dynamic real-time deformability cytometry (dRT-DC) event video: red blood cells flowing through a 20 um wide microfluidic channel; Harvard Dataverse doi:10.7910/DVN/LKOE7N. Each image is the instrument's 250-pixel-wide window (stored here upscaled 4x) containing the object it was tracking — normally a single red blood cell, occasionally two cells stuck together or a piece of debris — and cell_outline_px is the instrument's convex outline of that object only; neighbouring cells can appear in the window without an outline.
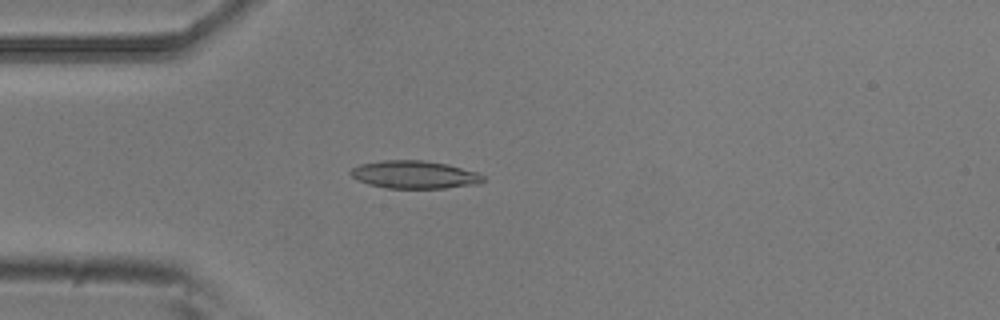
{"species": "common noctule bat (a hibernating species)", "species_latin": "Nyctalus noctula", "temperature_condition": "room temperature", "stored_images_in_passage": 4, "camera_frame_rate_fps": 3000, "um_per_image_px": 0.085, "animal": {"sex": "male", "body_mass_g": 20.5, "forearm_length_mm": 52.5}, "frame": {"image": 1, "passage_image": 4, "time_ms": 1.0, "image_size_px": [1000, 320], "cell_outline_px": [[488, 180], [480, 184], [444, 188], [384, 188], [368, 184], [352, 176], [348, 172], [352, 168], [360, 164], [380, 160], [424, 160], [448, 164], [476, 172], [484, 176]], "centroid_in_image_um": [35.26, 14.84], "position_along_channel_um": 49.7, "area_um2": 21.68}}